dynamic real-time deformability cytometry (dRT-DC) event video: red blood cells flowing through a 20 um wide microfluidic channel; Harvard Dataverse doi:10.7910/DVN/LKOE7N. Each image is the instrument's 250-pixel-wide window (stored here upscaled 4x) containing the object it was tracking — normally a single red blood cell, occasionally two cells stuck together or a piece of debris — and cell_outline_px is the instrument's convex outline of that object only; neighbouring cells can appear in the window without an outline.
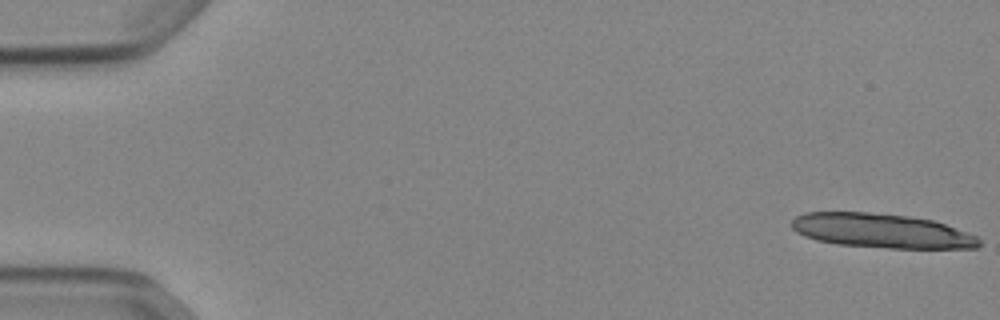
{"species": "Egyptian fruit bat (a non-hibernating species)", "species_latin": "Rousettus aegyptiacus", "temperature_condition": "cold", "stored_images_in_passage": 16, "camera_frame_rate_fps": 3000, "um_per_image_px": 0.085, "animal": {"sex": "female"}, "frame": {"image": 1, "passage_image": 1, "time_ms": 0.0, "image_size_px": [1000, 320], "cell_outline_px": [[980, 244], [976, 248], [888, 248], [836, 244], [816, 240], [804, 236], [796, 232], [792, 228], [792, 220], [796, 216], [804, 212], [868, 212], [908, 216], [932, 220], [944, 224], [976, 236], [980, 240]], "centroid_in_image_um": [74.88, 19.62], "position_along_channel_um": 10.1, "area_um2": 37.34}}